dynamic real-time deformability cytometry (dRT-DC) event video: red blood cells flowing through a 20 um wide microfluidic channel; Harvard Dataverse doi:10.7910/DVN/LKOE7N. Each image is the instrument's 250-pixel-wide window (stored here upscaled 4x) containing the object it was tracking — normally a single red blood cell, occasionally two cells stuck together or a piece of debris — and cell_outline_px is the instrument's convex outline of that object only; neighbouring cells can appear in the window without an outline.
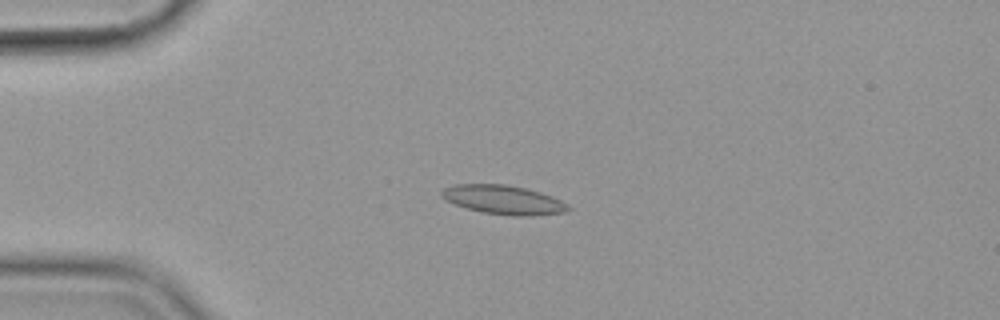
{"species": "common noctule bat (a hibernating species)", "species_latin": "Nyctalus noctula", "temperature_condition": "cold", "stored_images_in_passage": 52, "camera_frame_rate_fps": 3000, "um_per_image_px": 0.085, "animal": {"sex": "female", "body_mass_g": 19.9}, "frame": {"image": 1, "passage_image": 10, "time_ms": 3.0, "image_size_px": [1000, 320], "cell_outline_px": [[572, 208], [564, 212], [532, 216], [512, 216], [484, 212], [468, 208], [456, 204], [440, 196], [440, 192], [444, 188], [456, 184], [508, 184], [540, 192], [552, 196], [568, 204]], "centroid_in_image_um": [42.82, 16.98], "position_along_channel_um": 42.2, "area_um2": 21.27}}
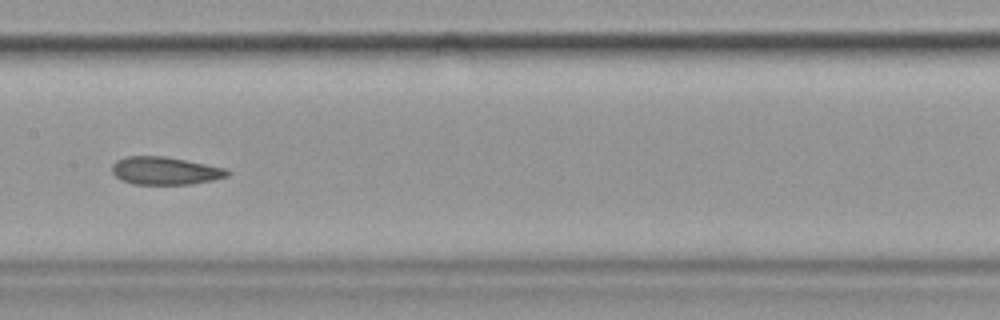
{"frame": {"image": 2, "passage_image": 25, "time_ms": 8.0, "image_size_px": [1000, 320], "cell_outline_px": [[232, 172], [228, 176], [212, 180], [192, 184], [132, 184], [120, 180], [112, 172], [112, 164], [116, 160], [128, 156], [164, 156], [228, 168]], "centroid_in_image_um": [14.05, 14.51], "position_along_channel_um": 193.4, "area_um2": 18.84}}
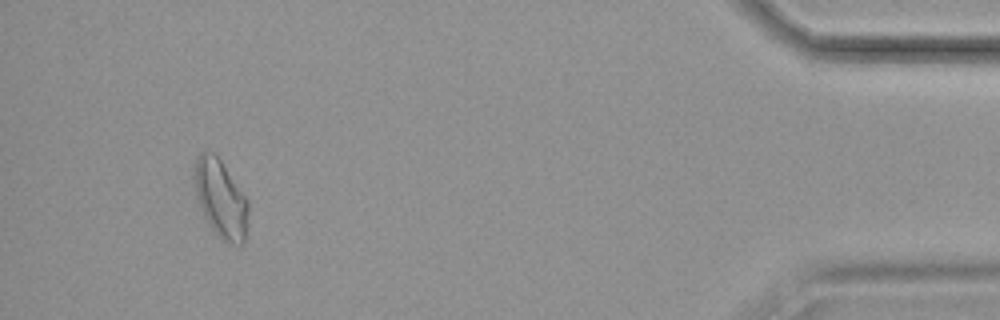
{"frame": {"image": 3, "passage_image": 49, "time_ms": 16.0, "image_size_px": [1000, 320], "cell_outline_px": [[248, 212], [244, 244], [240, 248], [228, 244], [220, 240], [204, 216], [196, 200], [196, 156], [200, 152], [216, 152], [248, 200]], "centroid_in_image_um": [18.79, 16.94], "position_along_channel_um": 416.4, "area_um2": 24.68}, "authors_computed_cell_mechanics": {"area_um2": 20.4034, "velocity_mm_per_s": 3.5755, "shape_relaxation_time_tau1_ms": null, "shape_relaxation_time_tau2_ms": 3.3689, "deformation_change_tau1": null, "deformation_change_tau2": 0.1101}}